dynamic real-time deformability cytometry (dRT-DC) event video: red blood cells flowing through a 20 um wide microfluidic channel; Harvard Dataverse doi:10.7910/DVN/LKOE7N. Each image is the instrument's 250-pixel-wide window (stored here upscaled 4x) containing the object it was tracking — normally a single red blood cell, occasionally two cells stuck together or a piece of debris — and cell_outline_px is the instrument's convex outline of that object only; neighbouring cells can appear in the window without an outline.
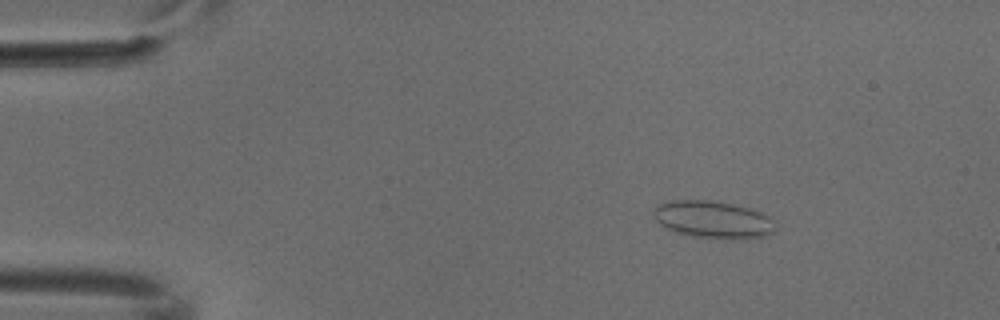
{"species": "common noctule bat (a hibernating species)", "species_latin": "Nyctalus noctula", "temperature_condition": "cold", "stored_images_in_passage": 5, "camera_frame_rate_fps": 3000, "um_per_image_px": 0.085, "animal": {"sex": "male", "body_mass_g": 18.8}, "frame": {"image": 1, "passage_image": 3, "time_ms": 0.667, "image_size_px": [1000, 320], "cell_outline_px": [[776, 228], [768, 236], [748, 240], [728, 240], [692, 236], [676, 232], [660, 224], [656, 220], [652, 212], [656, 204], [668, 200], [708, 200], [732, 204], [748, 208], [760, 212], [768, 216], [776, 224]], "centroid_in_image_um": [60.63, 18.69], "position_along_channel_um": 24.4, "area_um2": 26.99}}